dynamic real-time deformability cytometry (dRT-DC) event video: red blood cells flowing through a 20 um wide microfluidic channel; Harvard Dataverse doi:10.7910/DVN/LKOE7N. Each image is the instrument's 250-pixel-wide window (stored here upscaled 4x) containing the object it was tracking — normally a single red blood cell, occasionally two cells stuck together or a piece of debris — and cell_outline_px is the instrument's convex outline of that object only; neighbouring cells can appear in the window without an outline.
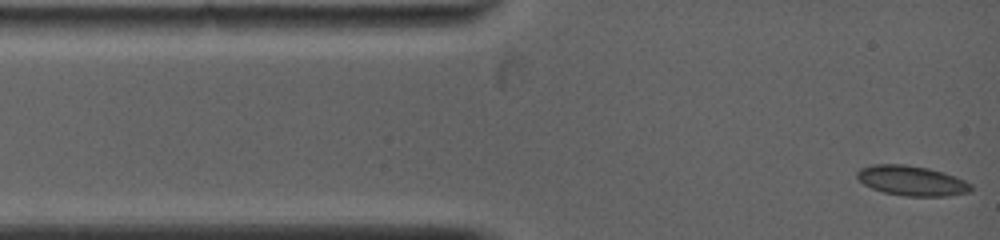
{"species": "common noctule bat (a hibernating species)", "species_latin": "Nyctalus noctula", "temperature_condition": "warm", "stored_images_in_passage": 28, "camera_frame_rate_fps": 5000, "um_per_image_px": 0.085, "animal": {"sex": "female", "body_mass_g": 19.0, "forearm_length_mm": 53.3}, "frame": {"image": 1, "passage_image": 1, "time_ms": 0.0, "image_size_px": [1000, 240], "cell_outline_px": [[972, 192], [948, 196], [904, 196], [884, 192], [872, 188], [864, 184], [856, 176], [856, 172], [860, 168], [872, 164], [904, 164], [928, 168], [944, 172], [956, 176], [972, 184]], "centroid_in_image_um": [77.52, 15.36], "position_along_channel_um": 7.5, "area_um2": 20.06}}
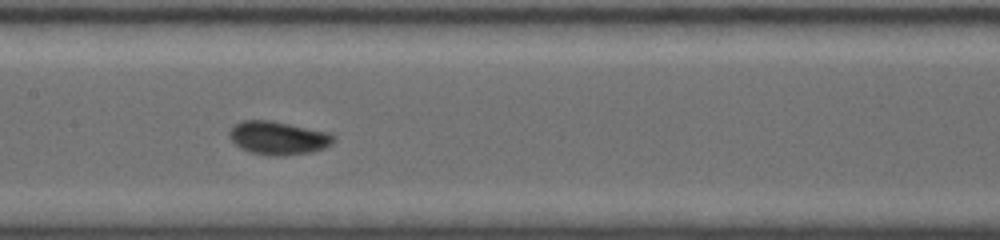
{"frame": {"image": 2, "passage_image": 13, "time_ms": 5.6, "image_size_px": [1000, 240], "cell_outline_px": [[336, 140], [332, 144], [324, 148], [312, 152], [280, 156], [252, 152], [240, 148], [228, 136], [228, 132], [232, 124], [244, 120], [272, 120], [328, 132], [336, 136]], "centroid_in_image_um": [23.65, 11.71], "position_along_channel_um": 183.7, "area_um2": 20.35}}
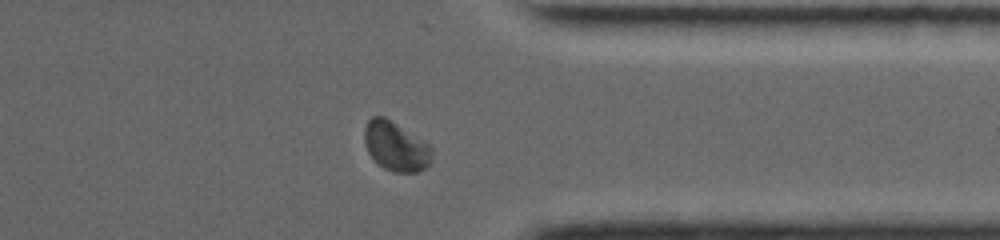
{"frame": {"image": 3, "passage_image": 24, "time_ms": 10.6, "image_size_px": [1000, 240], "cell_outline_px": [[432, 160], [424, 168], [416, 172], [392, 172], [384, 168], [368, 152], [364, 144], [364, 128], [368, 120], [372, 116], [384, 116], [428, 144], [432, 148]], "centroid_in_image_um": [33.62, 12.44], "position_along_channel_um": 377.8, "area_um2": 19.13}, "authors_computed_cell_mechanics": {"area_um2": 18.9584, "velocity_mm_per_s": 3.9657, "shape_relaxation_time_tau1_ms": 2.6909, "shape_relaxation_time_tau2_ms": null, "deformation_change_tau1": 0.0821, "deformation_change_tau2": null}}